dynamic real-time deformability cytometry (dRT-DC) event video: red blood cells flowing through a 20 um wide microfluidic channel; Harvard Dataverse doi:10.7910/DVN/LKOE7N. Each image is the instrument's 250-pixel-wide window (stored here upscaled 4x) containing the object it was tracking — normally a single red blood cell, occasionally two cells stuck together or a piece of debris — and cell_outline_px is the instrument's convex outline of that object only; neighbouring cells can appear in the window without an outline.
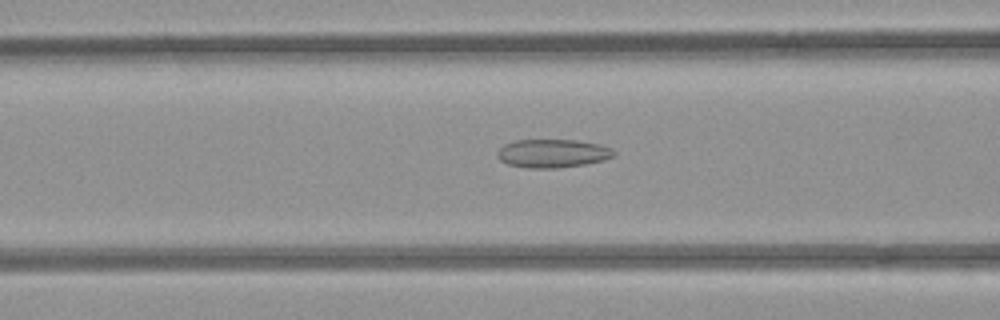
{"species": "common noctule bat (a hibernating species)", "species_latin": "Nyctalus noctula", "temperature_condition": "room temperature", "stored_images_in_passage": 53, "camera_frame_rate_fps": 3000, "um_per_image_px": 0.085, "animal": {"sex": "female", "body_mass_g": 21.9}, "frame": {"image": 1, "passage_image": 21, "time_ms": 6.667, "image_size_px": [1000, 320], "cell_outline_px": [[616, 156], [604, 160], [584, 164], [556, 168], [528, 168], [508, 164], [500, 160], [496, 156], [496, 152], [504, 144], [516, 140], [576, 140], [600, 144], [612, 148], [616, 152]], "centroid_in_image_um": [46.99, 13.03], "position_along_channel_um": 119.6, "area_um2": 19.42}}
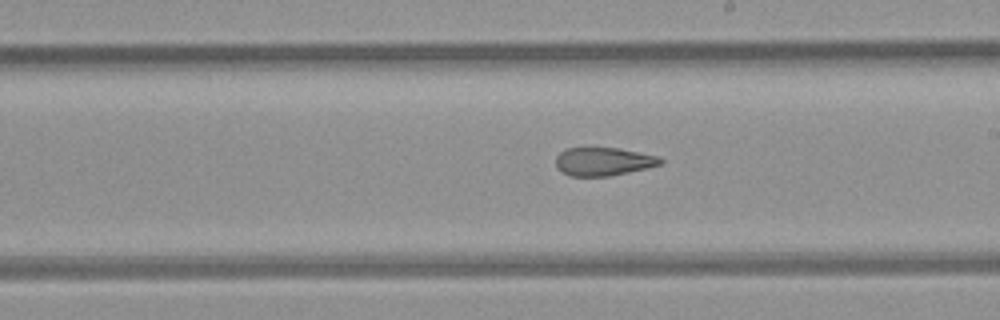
{"frame": {"image": 2, "passage_image": 30, "time_ms": 9.667, "image_size_px": [1000, 320], "cell_outline_px": [[664, 160], [660, 164], [648, 168], [612, 176], [568, 176], [560, 172], [556, 168], [556, 156], [560, 152], [568, 148], [620, 148], [656, 156]], "centroid_in_image_um": [51.25, 13.74], "position_along_channel_um": 237.7, "area_um2": 17.34}}
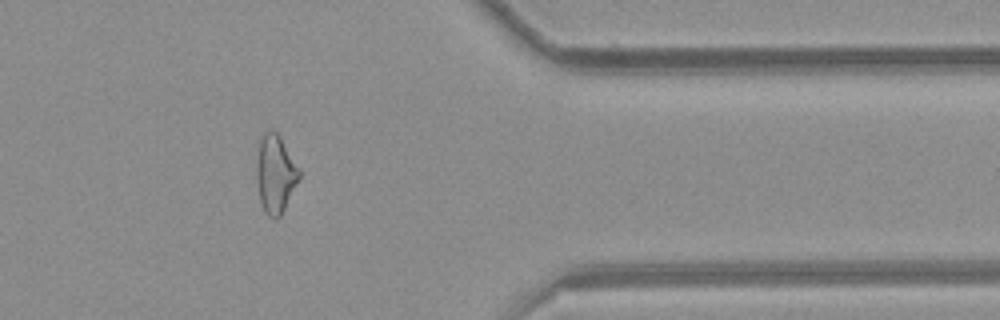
{"frame": {"image": 3, "passage_image": 43, "time_ms": 14.0, "image_size_px": [1000, 320], "cell_outline_px": [[300, 180], [280, 216], [276, 220], [272, 220], [264, 212], [260, 200], [256, 180], [256, 164], [260, 136], [268, 128], [276, 132], [280, 136], [300, 172]], "centroid_in_image_um": [23.38, 14.8], "position_along_channel_um": 388.0, "area_um2": 19.59}, "authors_computed_cell_mechanics": {"area_um2": 20.4612, "velocity_mm_per_s": 3.925, "shape_relaxation_time_tau1_ms": null, "shape_relaxation_time_tau2_ms": 2.6414, "deformation_change_tau1": null, "deformation_change_tau2": 0.1158}}